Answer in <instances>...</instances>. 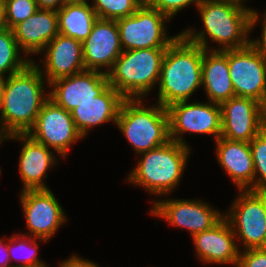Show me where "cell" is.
<instances>
[{
	"mask_svg": "<svg viewBox=\"0 0 266 267\" xmlns=\"http://www.w3.org/2000/svg\"><path fill=\"white\" fill-rule=\"evenodd\" d=\"M197 6L205 29L199 34H194L192 29L182 32L189 42L207 50V33L212 41L223 45L219 51L240 49L250 44L247 34L259 18L256 11L220 0H201Z\"/></svg>",
	"mask_w": 266,
	"mask_h": 267,
	"instance_id": "1",
	"label": "cell"
},
{
	"mask_svg": "<svg viewBox=\"0 0 266 267\" xmlns=\"http://www.w3.org/2000/svg\"><path fill=\"white\" fill-rule=\"evenodd\" d=\"M204 49L189 42L181 33L167 47L161 62L158 103L165 108L188 101L202 85Z\"/></svg>",
	"mask_w": 266,
	"mask_h": 267,
	"instance_id": "2",
	"label": "cell"
},
{
	"mask_svg": "<svg viewBox=\"0 0 266 267\" xmlns=\"http://www.w3.org/2000/svg\"><path fill=\"white\" fill-rule=\"evenodd\" d=\"M38 65L30 62L23 70L6 77L1 106V122L9 134L28 133L34 126L43 104V78Z\"/></svg>",
	"mask_w": 266,
	"mask_h": 267,
	"instance_id": "3",
	"label": "cell"
},
{
	"mask_svg": "<svg viewBox=\"0 0 266 267\" xmlns=\"http://www.w3.org/2000/svg\"><path fill=\"white\" fill-rule=\"evenodd\" d=\"M167 48L123 51L107 73L112 86L125 99H141L160 78ZM137 96V97H135Z\"/></svg>",
	"mask_w": 266,
	"mask_h": 267,
	"instance_id": "4",
	"label": "cell"
},
{
	"mask_svg": "<svg viewBox=\"0 0 266 267\" xmlns=\"http://www.w3.org/2000/svg\"><path fill=\"white\" fill-rule=\"evenodd\" d=\"M137 100L124 99L116 125L137 154H142L170 141L169 118L167 109L160 103L157 107L145 108L141 99Z\"/></svg>",
	"mask_w": 266,
	"mask_h": 267,
	"instance_id": "5",
	"label": "cell"
},
{
	"mask_svg": "<svg viewBox=\"0 0 266 267\" xmlns=\"http://www.w3.org/2000/svg\"><path fill=\"white\" fill-rule=\"evenodd\" d=\"M189 151L187 145L170 140L143 152V158L131 172L128 181L154 194L168 193L178 185Z\"/></svg>",
	"mask_w": 266,
	"mask_h": 267,
	"instance_id": "6",
	"label": "cell"
},
{
	"mask_svg": "<svg viewBox=\"0 0 266 267\" xmlns=\"http://www.w3.org/2000/svg\"><path fill=\"white\" fill-rule=\"evenodd\" d=\"M168 19L157 9L143 4L132 15L116 20L122 50L167 48L179 36L167 37L164 20Z\"/></svg>",
	"mask_w": 266,
	"mask_h": 267,
	"instance_id": "7",
	"label": "cell"
},
{
	"mask_svg": "<svg viewBox=\"0 0 266 267\" xmlns=\"http://www.w3.org/2000/svg\"><path fill=\"white\" fill-rule=\"evenodd\" d=\"M241 191L225 217L246 249L266 248V191Z\"/></svg>",
	"mask_w": 266,
	"mask_h": 267,
	"instance_id": "8",
	"label": "cell"
},
{
	"mask_svg": "<svg viewBox=\"0 0 266 267\" xmlns=\"http://www.w3.org/2000/svg\"><path fill=\"white\" fill-rule=\"evenodd\" d=\"M228 66L237 97L266 105V59L251 45L228 50Z\"/></svg>",
	"mask_w": 266,
	"mask_h": 267,
	"instance_id": "9",
	"label": "cell"
},
{
	"mask_svg": "<svg viewBox=\"0 0 266 267\" xmlns=\"http://www.w3.org/2000/svg\"><path fill=\"white\" fill-rule=\"evenodd\" d=\"M221 137L249 143L266 127L265 106L249 97H231L220 104Z\"/></svg>",
	"mask_w": 266,
	"mask_h": 267,
	"instance_id": "10",
	"label": "cell"
},
{
	"mask_svg": "<svg viewBox=\"0 0 266 267\" xmlns=\"http://www.w3.org/2000/svg\"><path fill=\"white\" fill-rule=\"evenodd\" d=\"M181 101L166 107L170 140L186 145L180 133L194 132L221 137V108L216 103H187ZM179 135V136H178Z\"/></svg>",
	"mask_w": 266,
	"mask_h": 267,
	"instance_id": "11",
	"label": "cell"
},
{
	"mask_svg": "<svg viewBox=\"0 0 266 267\" xmlns=\"http://www.w3.org/2000/svg\"><path fill=\"white\" fill-rule=\"evenodd\" d=\"M27 134L46 147H52L63 157L69 146L83 137L75 126L71 112L56 105L51 99L43 104L34 126Z\"/></svg>",
	"mask_w": 266,
	"mask_h": 267,
	"instance_id": "12",
	"label": "cell"
},
{
	"mask_svg": "<svg viewBox=\"0 0 266 267\" xmlns=\"http://www.w3.org/2000/svg\"><path fill=\"white\" fill-rule=\"evenodd\" d=\"M53 90L49 93L56 105L71 112L82 103L94 100L109 87L107 73L84 70L71 76L58 78L49 83Z\"/></svg>",
	"mask_w": 266,
	"mask_h": 267,
	"instance_id": "13",
	"label": "cell"
},
{
	"mask_svg": "<svg viewBox=\"0 0 266 267\" xmlns=\"http://www.w3.org/2000/svg\"><path fill=\"white\" fill-rule=\"evenodd\" d=\"M21 203L32 237L47 241L66 220L63 209L48 190H25Z\"/></svg>",
	"mask_w": 266,
	"mask_h": 267,
	"instance_id": "14",
	"label": "cell"
},
{
	"mask_svg": "<svg viewBox=\"0 0 266 267\" xmlns=\"http://www.w3.org/2000/svg\"><path fill=\"white\" fill-rule=\"evenodd\" d=\"M151 213L172 225L187 228L192 237L215 226L224 217L206 203L193 200L155 201Z\"/></svg>",
	"mask_w": 266,
	"mask_h": 267,
	"instance_id": "15",
	"label": "cell"
},
{
	"mask_svg": "<svg viewBox=\"0 0 266 267\" xmlns=\"http://www.w3.org/2000/svg\"><path fill=\"white\" fill-rule=\"evenodd\" d=\"M82 49L85 70L113 67L123 52L116 20L97 19Z\"/></svg>",
	"mask_w": 266,
	"mask_h": 267,
	"instance_id": "16",
	"label": "cell"
},
{
	"mask_svg": "<svg viewBox=\"0 0 266 267\" xmlns=\"http://www.w3.org/2000/svg\"><path fill=\"white\" fill-rule=\"evenodd\" d=\"M235 237L232 226L224 216L215 226L195 234L193 240L203 262L237 266L240 252L234 242Z\"/></svg>",
	"mask_w": 266,
	"mask_h": 267,
	"instance_id": "17",
	"label": "cell"
},
{
	"mask_svg": "<svg viewBox=\"0 0 266 267\" xmlns=\"http://www.w3.org/2000/svg\"><path fill=\"white\" fill-rule=\"evenodd\" d=\"M10 139L24 141L19 158V171L25 190H48L42 182L48 168L55 162V157L48 147L33 139L27 133L9 135Z\"/></svg>",
	"mask_w": 266,
	"mask_h": 267,
	"instance_id": "18",
	"label": "cell"
},
{
	"mask_svg": "<svg viewBox=\"0 0 266 267\" xmlns=\"http://www.w3.org/2000/svg\"><path fill=\"white\" fill-rule=\"evenodd\" d=\"M18 47L24 53H40L58 34V16L56 11L38 9L12 28Z\"/></svg>",
	"mask_w": 266,
	"mask_h": 267,
	"instance_id": "19",
	"label": "cell"
},
{
	"mask_svg": "<svg viewBox=\"0 0 266 267\" xmlns=\"http://www.w3.org/2000/svg\"><path fill=\"white\" fill-rule=\"evenodd\" d=\"M45 74L48 83L85 70L82 43L58 34L46 47Z\"/></svg>",
	"mask_w": 266,
	"mask_h": 267,
	"instance_id": "20",
	"label": "cell"
},
{
	"mask_svg": "<svg viewBox=\"0 0 266 267\" xmlns=\"http://www.w3.org/2000/svg\"><path fill=\"white\" fill-rule=\"evenodd\" d=\"M216 141L218 161L236 186L240 190H254V164L249 143L223 137Z\"/></svg>",
	"mask_w": 266,
	"mask_h": 267,
	"instance_id": "21",
	"label": "cell"
},
{
	"mask_svg": "<svg viewBox=\"0 0 266 267\" xmlns=\"http://www.w3.org/2000/svg\"><path fill=\"white\" fill-rule=\"evenodd\" d=\"M124 97L109 86L94 100L82 103L71 111L77 130L85 137L89 127L100 125L110 120L117 123L118 113Z\"/></svg>",
	"mask_w": 266,
	"mask_h": 267,
	"instance_id": "22",
	"label": "cell"
},
{
	"mask_svg": "<svg viewBox=\"0 0 266 267\" xmlns=\"http://www.w3.org/2000/svg\"><path fill=\"white\" fill-rule=\"evenodd\" d=\"M210 52L204 49L202 85L210 103L221 104L235 96L228 66V50L219 51L217 48Z\"/></svg>",
	"mask_w": 266,
	"mask_h": 267,
	"instance_id": "23",
	"label": "cell"
},
{
	"mask_svg": "<svg viewBox=\"0 0 266 267\" xmlns=\"http://www.w3.org/2000/svg\"><path fill=\"white\" fill-rule=\"evenodd\" d=\"M59 34L83 43L98 17L89 4H65L57 11Z\"/></svg>",
	"mask_w": 266,
	"mask_h": 267,
	"instance_id": "24",
	"label": "cell"
},
{
	"mask_svg": "<svg viewBox=\"0 0 266 267\" xmlns=\"http://www.w3.org/2000/svg\"><path fill=\"white\" fill-rule=\"evenodd\" d=\"M32 60H21L19 47L15 40L12 29L4 28L0 31V75L5 72L9 76L23 70Z\"/></svg>",
	"mask_w": 266,
	"mask_h": 267,
	"instance_id": "25",
	"label": "cell"
},
{
	"mask_svg": "<svg viewBox=\"0 0 266 267\" xmlns=\"http://www.w3.org/2000/svg\"><path fill=\"white\" fill-rule=\"evenodd\" d=\"M92 5L98 19L118 20L135 13L144 0H93Z\"/></svg>",
	"mask_w": 266,
	"mask_h": 267,
	"instance_id": "26",
	"label": "cell"
},
{
	"mask_svg": "<svg viewBox=\"0 0 266 267\" xmlns=\"http://www.w3.org/2000/svg\"><path fill=\"white\" fill-rule=\"evenodd\" d=\"M254 164V191H266V127L250 142ZM260 173V178L256 175ZM257 179V180H256Z\"/></svg>",
	"mask_w": 266,
	"mask_h": 267,
	"instance_id": "27",
	"label": "cell"
},
{
	"mask_svg": "<svg viewBox=\"0 0 266 267\" xmlns=\"http://www.w3.org/2000/svg\"><path fill=\"white\" fill-rule=\"evenodd\" d=\"M5 25L12 29L18 23L25 21L37 10L36 0H4Z\"/></svg>",
	"mask_w": 266,
	"mask_h": 267,
	"instance_id": "28",
	"label": "cell"
},
{
	"mask_svg": "<svg viewBox=\"0 0 266 267\" xmlns=\"http://www.w3.org/2000/svg\"><path fill=\"white\" fill-rule=\"evenodd\" d=\"M201 0H144V4L157 9L169 18H172L179 10L195 2L199 4Z\"/></svg>",
	"mask_w": 266,
	"mask_h": 267,
	"instance_id": "29",
	"label": "cell"
},
{
	"mask_svg": "<svg viewBox=\"0 0 266 267\" xmlns=\"http://www.w3.org/2000/svg\"><path fill=\"white\" fill-rule=\"evenodd\" d=\"M30 237V239H29V244L30 245H28V242L26 243L25 242V240H24V237H23V235L21 236L20 235V237H12V238H10L8 241H10L11 243L10 244H8V252H9V258H10V261L11 260H13V259H16V257L15 258H13L14 256H12V253H11V251H13L12 250V246L11 245H13L14 243H16V242H18V241H16V240H20V238H23V241H21L18 245H17V247L16 248H18L17 250L18 251H23L24 252V250H26L27 248H25V247H28L29 248V252H27V253H29V254H27V256H25V258L23 257L21 260V263H23L22 265L24 266V265H33V264H37V263H42L41 261H40V259L38 260V258L36 257L37 256V248H38V245H37V242L36 241H34V239H37V238H32L31 236H29ZM14 242V243H13ZM30 246V247H29ZM14 254V253H13ZM19 258H17V261H19L18 260Z\"/></svg>",
	"mask_w": 266,
	"mask_h": 267,
	"instance_id": "30",
	"label": "cell"
},
{
	"mask_svg": "<svg viewBox=\"0 0 266 267\" xmlns=\"http://www.w3.org/2000/svg\"><path fill=\"white\" fill-rule=\"evenodd\" d=\"M239 253L237 267H266V248L244 249Z\"/></svg>",
	"mask_w": 266,
	"mask_h": 267,
	"instance_id": "31",
	"label": "cell"
},
{
	"mask_svg": "<svg viewBox=\"0 0 266 267\" xmlns=\"http://www.w3.org/2000/svg\"><path fill=\"white\" fill-rule=\"evenodd\" d=\"M36 2L38 9L52 10L56 12L66 4V0H36Z\"/></svg>",
	"mask_w": 266,
	"mask_h": 267,
	"instance_id": "32",
	"label": "cell"
},
{
	"mask_svg": "<svg viewBox=\"0 0 266 267\" xmlns=\"http://www.w3.org/2000/svg\"><path fill=\"white\" fill-rule=\"evenodd\" d=\"M264 25L262 28V41L260 40H255V41H250V44L266 59V13L264 16Z\"/></svg>",
	"mask_w": 266,
	"mask_h": 267,
	"instance_id": "33",
	"label": "cell"
},
{
	"mask_svg": "<svg viewBox=\"0 0 266 267\" xmlns=\"http://www.w3.org/2000/svg\"><path fill=\"white\" fill-rule=\"evenodd\" d=\"M60 267H98L93 262L72 256L69 260L63 262Z\"/></svg>",
	"mask_w": 266,
	"mask_h": 267,
	"instance_id": "34",
	"label": "cell"
},
{
	"mask_svg": "<svg viewBox=\"0 0 266 267\" xmlns=\"http://www.w3.org/2000/svg\"><path fill=\"white\" fill-rule=\"evenodd\" d=\"M0 250H5V256H0V267H16V265H10V258H9V252H8V244H3L2 239H0ZM2 251V252H3ZM3 257V258H2ZM9 263V264H8Z\"/></svg>",
	"mask_w": 266,
	"mask_h": 267,
	"instance_id": "35",
	"label": "cell"
},
{
	"mask_svg": "<svg viewBox=\"0 0 266 267\" xmlns=\"http://www.w3.org/2000/svg\"><path fill=\"white\" fill-rule=\"evenodd\" d=\"M4 28H6L4 0H0V31L3 30Z\"/></svg>",
	"mask_w": 266,
	"mask_h": 267,
	"instance_id": "36",
	"label": "cell"
},
{
	"mask_svg": "<svg viewBox=\"0 0 266 267\" xmlns=\"http://www.w3.org/2000/svg\"><path fill=\"white\" fill-rule=\"evenodd\" d=\"M5 85H6V79H4V77L0 75V109L4 97Z\"/></svg>",
	"mask_w": 266,
	"mask_h": 267,
	"instance_id": "37",
	"label": "cell"
},
{
	"mask_svg": "<svg viewBox=\"0 0 266 267\" xmlns=\"http://www.w3.org/2000/svg\"><path fill=\"white\" fill-rule=\"evenodd\" d=\"M67 4H88L86 0H66Z\"/></svg>",
	"mask_w": 266,
	"mask_h": 267,
	"instance_id": "38",
	"label": "cell"
},
{
	"mask_svg": "<svg viewBox=\"0 0 266 267\" xmlns=\"http://www.w3.org/2000/svg\"><path fill=\"white\" fill-rule=\"evenodd\" d=\"M4 138L5 139L9 138V134L4 130L3 127H0V142L3 141L2 139Z\"/></svg>",
	"mask_w": 266,
	"mask_h": 267,
	"instance_id": "39",
	"label": "cell"
},
{
	"mask_svg": "<svg viewBox=\"0 0 266 267\" xmlns=\"http://www.w3.org/2000/svg\"><path fill=\"white\" fill-rule=\"evenodd\" d=\"M16 267H47L44 263H37L33 265H16Z\"/></svg>",
	"mask_w": 266,
	"mask_h": 267,
	"instance_id": "40",
	"label": "cell"
},
{
	"mask_svg": "<svg viewBox=\"0 0 266 267\" xmlns=\"http://www.w3.org/2000/svg\"><path fill=\"white\" fill-rule=\"evenodd\" d=\"M220 1H230V2L237 3L239 5H241V3H242V0H220Z\"/></svg>",
	"mask_w": 266,
	"mask_h": 267,
	"instance_id": "41",
	"label": "cell"
},
{
	"mask_svg": "<svg viewBox=\"0 0 266 267\" xmlns=\"http://www.w3.org/2000/svg\"><path fill=\"white\" fill-rule=\"evenodd\" d=\"M265 121H266V105H265Z\"/></svg>",
	"mask_w": 266,
	"mask_h": 267,
	"instance_id": "42",
	"label": "cell"
}]
</instances>
